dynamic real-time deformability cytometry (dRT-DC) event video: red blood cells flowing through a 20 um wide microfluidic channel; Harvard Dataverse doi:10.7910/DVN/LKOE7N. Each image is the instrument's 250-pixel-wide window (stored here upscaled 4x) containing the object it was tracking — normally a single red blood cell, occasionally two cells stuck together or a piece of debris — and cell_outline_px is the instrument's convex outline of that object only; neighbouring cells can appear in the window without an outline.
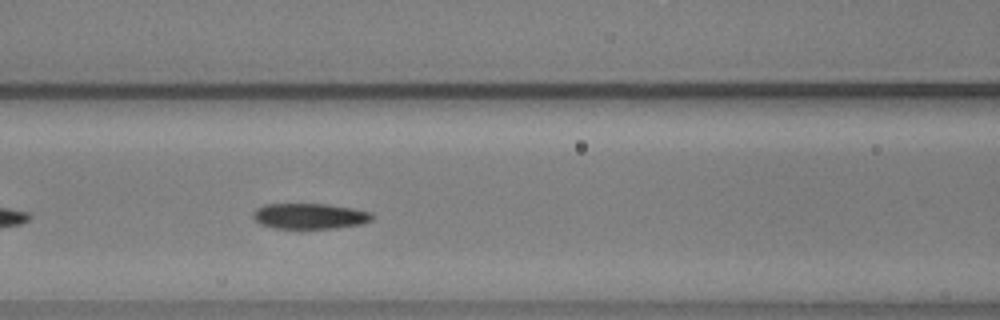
{"species": "common noctule bat (a hibernating species)", "species_latin": "Nyctalus noctula", "temperature_condition": "warm", "stored_images_in_passage": 38, "camera_frame_rate_fps": 3000, "um_per_image_px": 0.085, "animal": {"sex": "male", "body_mass_g": 20.5, "forearm_length_mm": 52.5}, "frame": {"image": 1, "passage_image": 10, "time_ms": 3.0, "image_size_px": [1000, 320], "cell_outline_px": [[372, 220], [360, 224], [336, 228], [276, 228], [260, 224], [252, 216], [252, 212], [256, 208], [264, 204], [328, 204], [352, 208], [372, 212]], "centroid_in_image_um": [26.31, 18.36], "position_along_channel_um": 140.3, "area_um2": 17.74}}
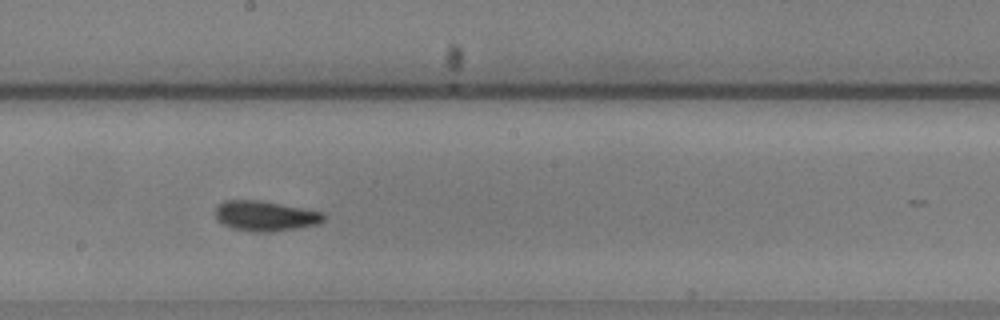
{"frame": {"image": 2, "passage_image": 17, "time_ms": 5.333, "image_size_px": [1000, 320], "cell_outline_px": [[328, 216], [324, 220], [316, 224], [296, 228], [272, 232], [252, 232], [232, 228], [216, 220], [212, 212], [216, 204], [224, 200], [260, 200], [324, 212]], "centroid_in_image_um": [22.49, 18.34], "position_along_channel_um": 225.7, "area_um2": 19.42}}
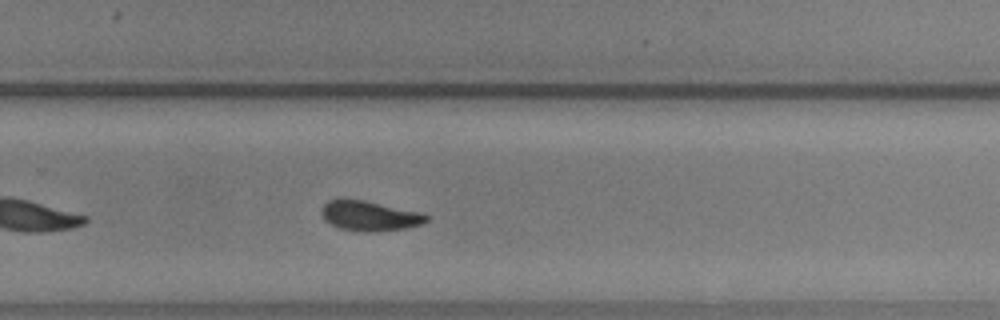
{"frame": {"image": 3, "passage_image": 23, "time_ms": 7.333, "image_size_px": [1000, 320], "cell_outline_px": [[428, 220], [424, 224], [404, 228], [368, 232], [364, 232], [340, 228], [324, 220], [320, 212], [324, 204], [328, 200], [364, 200], [424, 212], [428, 216]], "centroid_in_image_um": [31.46, 18.35], "position_along_channel_um": 298.3, "area_um2": 18.26}, "authors_computed_cell_mechanics": {"area_um2": 18.1492, "velocity_mm_per_s": 3.6678, "shape_relaxation_time_tau1_ms": 4.8349, "shape_relaxation_time_tau2_ms": 4.1936, "deformation_change_tau1": 0.1455, "deformation_change_tau2": 0.105}}